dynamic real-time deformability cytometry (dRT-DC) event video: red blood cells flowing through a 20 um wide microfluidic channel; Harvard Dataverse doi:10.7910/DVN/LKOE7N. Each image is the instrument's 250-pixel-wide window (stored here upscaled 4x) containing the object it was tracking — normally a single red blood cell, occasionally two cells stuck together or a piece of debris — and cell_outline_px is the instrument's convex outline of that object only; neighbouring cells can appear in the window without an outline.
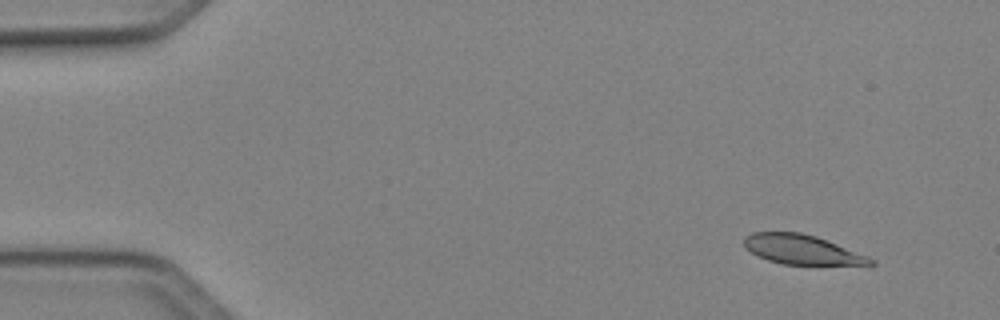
{"species": "Egyptian fruit bat (a non-hibernating species)", "species_latin": "Rousettus aegyptiacus", "temperature_condition": "cold", "stored_images_in_passage": 46, "camera_frame_rate_fps": 3000, "um_per_image_px": 0.085, "animal": {"sex": "female"}, "frame": {"image": 1, "passage_image": 1, "time_ms": 0.0, "image_size_px": [1000, 320], "cell_outline_px": [[876, 264], [868, 268], [784, 264], [768, 260], [752, 252], [744, 244], [744, 236], [752, 232], [800, 232], [816, 236], [868, 256], [876, 260]], "centroid_in_image_um": [68.36, 21.28], "position_along_channel_um": 16.6, "area_um2": 22.66}}
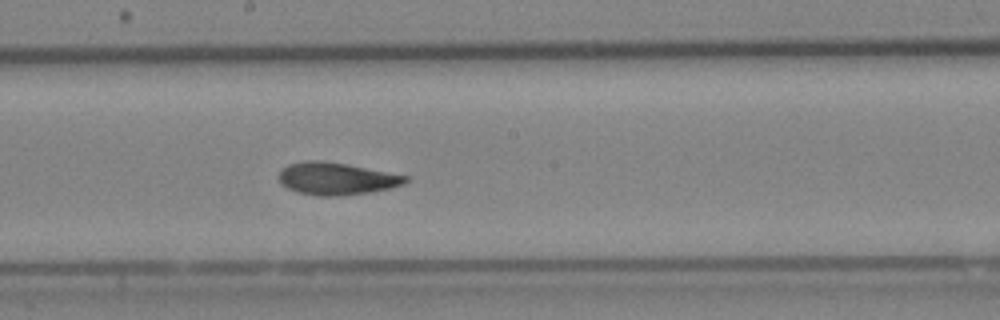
{"frame": {"image": 2, "passage_image": 24, "time_ms": 7.667, "image_size_px": [1000, 320], "cell_outline_px": [[408, 180], [404, 184], [388, 188], [368, 192], [336, 196], [316, 196], [296, 192], [280, 184], [280, 172], [288, 164], [348, 164], [408, 176]], "centroid_in_image_um": [28.65, 15.24], "position_along_channel_um": 219.6, "area_um2": 22.66}}
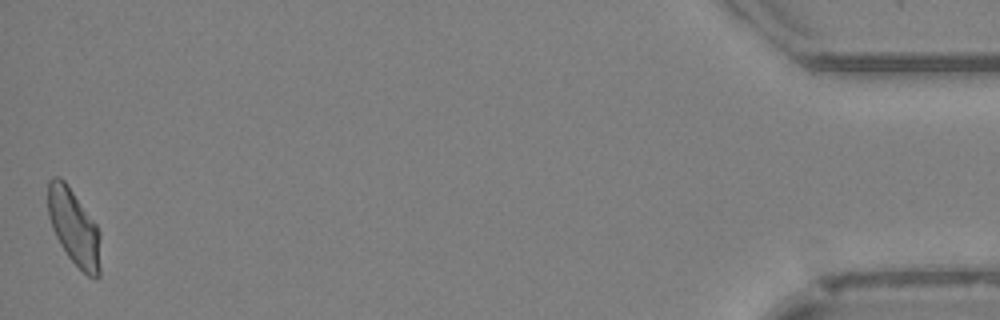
{"frame": {"image": 3, "passage_image": 46, "time_ms": 15.0, "image_size_px": [1000, 320], "cell_outline_px": [[100, 276], [96, 280], [88, 276], [68, 256], [60, 244], [52, 228], [48, 216], [48, 180], [52, 176], [60, 176], [64, 180], [96, 224], [100, 232]], "centroid_in_image_um": [6.29, 19.33], "position_along_channel_um": 428.9, "area_um2": 23.29}, "authors_computed_cell_mechanics": {"area_um2": 23.6113, "velocity_mm_per_s": 4.105, "shape_relaxation_time_tau1_ms": 5.9255, "shape_relaxation_time_tau2_ms": 2.3278, "deformation_change_tau1": 0.1721, "deformation_change_tau2": 0.0722}}